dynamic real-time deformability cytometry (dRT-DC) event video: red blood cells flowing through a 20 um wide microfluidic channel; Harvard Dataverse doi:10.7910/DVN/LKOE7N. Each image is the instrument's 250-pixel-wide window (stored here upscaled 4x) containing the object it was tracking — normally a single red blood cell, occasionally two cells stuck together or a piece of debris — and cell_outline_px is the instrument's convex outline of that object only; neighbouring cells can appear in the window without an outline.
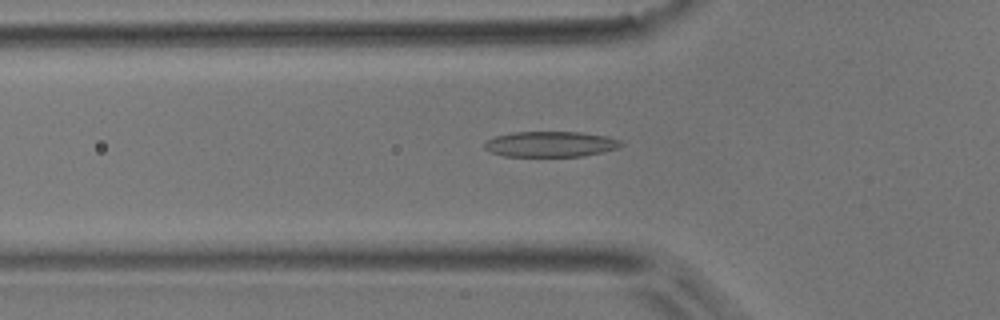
{"species": "common noctule bat (a hibernating species)", "species_latin": "Nyctalus noctula", "temperature_condition": "room temperature", "stored_images_in_passage": 40, "camera_frame_rate_fps": 3000, "um_per_image_px": 0.085, "animal": {"sex": "male", "body_mass_g": 17.9}, "frame": {"image": 1, "passage_image": 15, "time_ms": 4.667, "image_size_px": [1000, 320], "cell_outline_px": [[624, 144], [616, 148], [600, 152], [580, 156], [504, 156], [492, 152], [484, 148], [484, 144], [488, 140], [496, 136], [512, 132], [580, 132], [608, 136], [620, 140]], "centroid_in_image_um": [46.79, 12.24], "position_along_channel_um": 79.0, "area_um2": 20.11}}
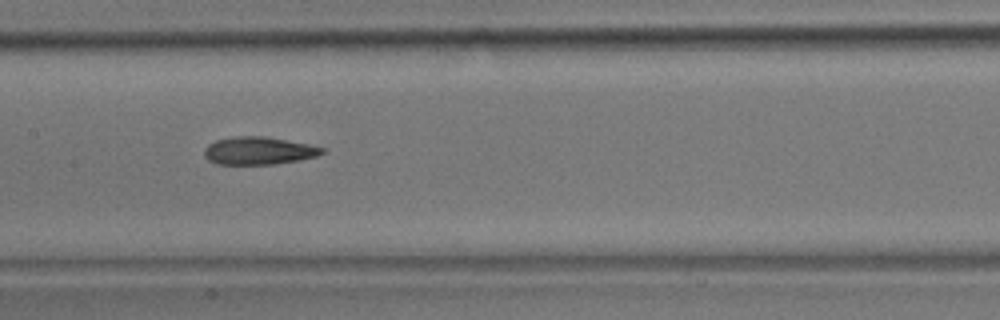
{"frame": {"image": 2, "passage_image": 23, "time_ms": 7.333, "image_size_px": [1000, 320], "cell_outline_px": [[328, 152], [316, 156], [276, 164], [216, 164], [208, 160], [204, 156], [204, 148], [208, 144], [216, 140], [236, 136], [264, 136], [308, 144], [324, 148]], "centroid_in_image_um": [21.97, 12.81], "position_along_channel_um": 185.4, "area_um2": 19.02}}
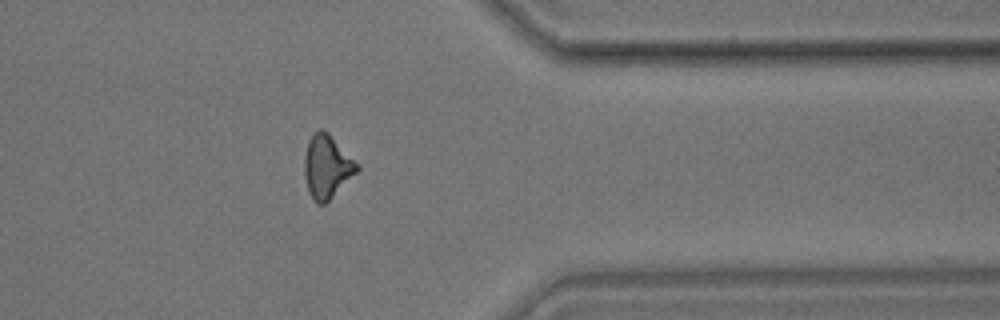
{"frame": {"image": 3, "passage_image": 39, "time_ms": 12.667, "image_size_px": [1000, 320], "cell_outline_px": [[360, 168], [324, 204], [316, 204], [312, 200], [308, 192], [304, 176], [304, 156], [308, 140], [312, 132], [320, 128], [324, 128], [360, 164]], "centroid_in_image_um": [27.76, 14.12], "position_along_channel_um": 383.6, "area_um2": 19.59}}